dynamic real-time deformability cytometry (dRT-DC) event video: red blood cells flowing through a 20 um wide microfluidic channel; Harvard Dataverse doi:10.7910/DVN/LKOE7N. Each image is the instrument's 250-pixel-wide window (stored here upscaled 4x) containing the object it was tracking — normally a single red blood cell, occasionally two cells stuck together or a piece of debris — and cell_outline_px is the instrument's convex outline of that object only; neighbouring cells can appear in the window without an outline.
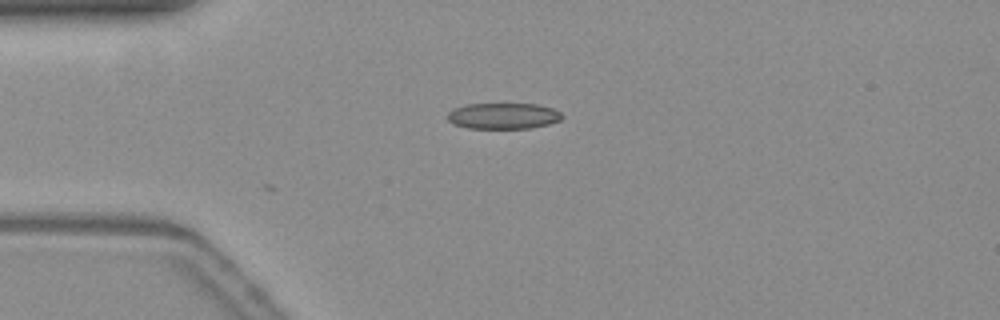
{"species": "common noctule bat (a hibernating species)", "species_latin": "Nyctalus noctula", "temperature_condition": "warm", "stored_images_in_passage": 3, "camera_frame_rate_fps": 3000, "um_per_image_px": 0.085, "animal": {"sex": "female", "body_mass_g": 19.3, "forearm_length_mm": 54.1}, "frame": {"image": 1, "passage_image": 1, "time_ms": 0.0, "image_size_px": [1000, 320], "cell_outline_px": [[564, 116], [560, 120], [548, 124], [528, 128], [468, 128], [452, 124], [448, 120], [448, 112], [452, 108], [468, 104], [540, 104], [552, 108], [560, 112]], "centroid_in_image_um": [42.76, 9.85], "position_along_channel_um": 42.2, "area_um2": 17.4}}